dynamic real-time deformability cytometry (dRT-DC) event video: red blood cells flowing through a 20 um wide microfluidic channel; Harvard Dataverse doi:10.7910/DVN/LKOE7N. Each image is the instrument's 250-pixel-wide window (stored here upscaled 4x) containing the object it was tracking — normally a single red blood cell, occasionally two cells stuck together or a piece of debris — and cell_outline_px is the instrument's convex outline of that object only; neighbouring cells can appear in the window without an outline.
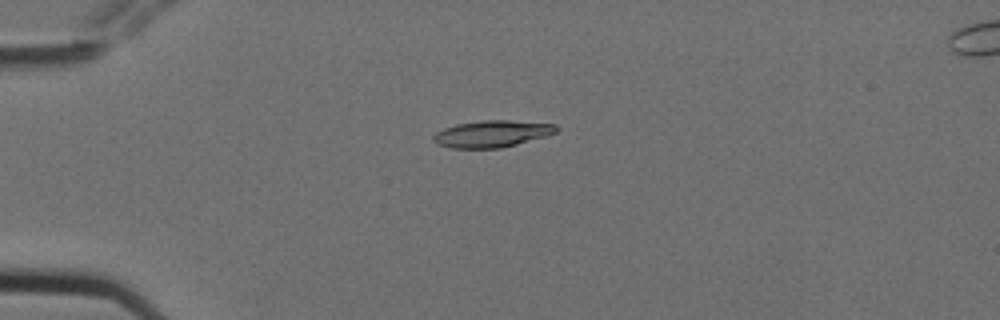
{"species": "Egyptian fruit bat (a non-hibernating species)", "species_latin": "Rousettus aegyptiacus", "temperature_condition": "cold", "stored_images_in_passage": 6, "camera_frame_rate_fps": 3000, "um_per_image_px": 0.085, "animal": {"sex": "female"}, "frame": {"image": 1, "passage_image": 5, "time_ms": 1.333, "image_size_px": [1000, 320], "cell_outline_px": [[560, 128], [556, 132], [548, 136], [500, 148], [452, 148], [436, 144], [432, 140], [432, 136], [436, 132], [444, 128], [456, 124], [480, 120], [508, 120], [556, 124]], "centroid_in_image_um": [41.82, 11.37], "position_along_channel_um": 43.2, "area_um2": 19.36}}